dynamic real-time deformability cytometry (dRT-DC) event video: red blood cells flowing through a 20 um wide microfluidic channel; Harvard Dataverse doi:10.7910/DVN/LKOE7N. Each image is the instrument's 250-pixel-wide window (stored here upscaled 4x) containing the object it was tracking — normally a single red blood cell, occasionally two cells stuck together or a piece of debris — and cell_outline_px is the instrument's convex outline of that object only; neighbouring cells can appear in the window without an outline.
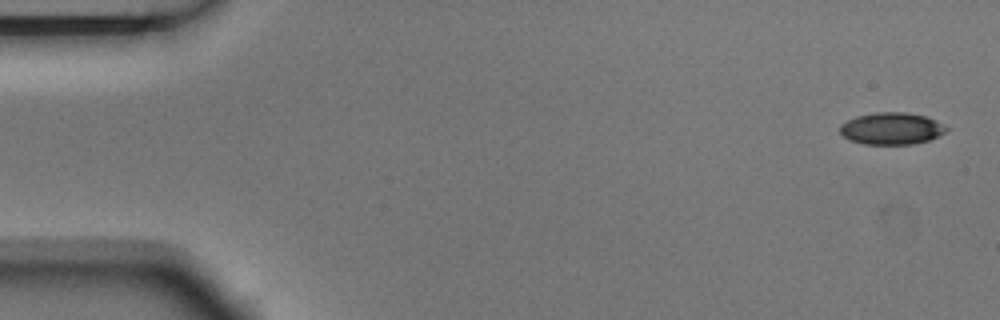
{"species": "Egyptian fruit bat (a non-hibernating species)", "species_latin": "Rousettus aegyptiacus", "temperature_condition": "room temperature", "stored_images_in_passage": 9, "camera_frame_rate_fps": 3000, "um_per_image_px": 0.085, "animal": {"sex": "male"}, "frame": {"image": 1, "passage_image": 1, "time_ms": 0.0, "image_size_px": [1000, 320], "cell_outline_px": [[948, 128], [944, 132], [928, 140], [912, 144], [864, 144], [852, 140], [844, 136], [840, 132], [840, 124], [856, 116], [876, 112], [904, 112], [924, 116], [936, 120], [944, 124]], "centroid_in_image_um": [75.77, 10.91], "position_along_channel_um": 9.2, "area_um2": 19.59}}
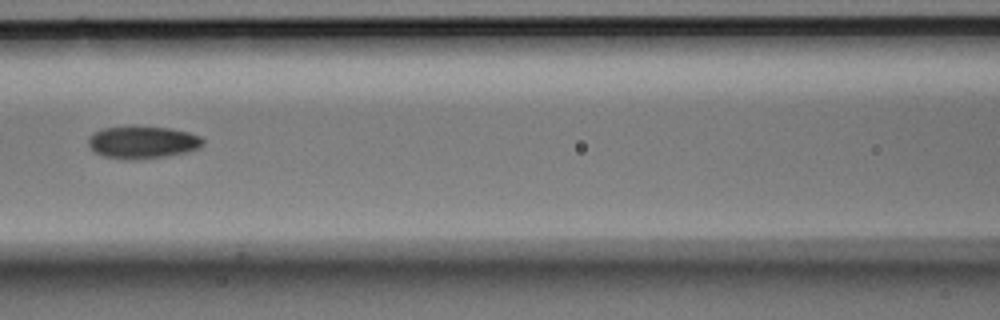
{"frame": {"image": 2, "passage_image": 6, "time_ms": 1.667, "image_size_px": [1000, 320], "cell_outline_px": [[204, 144], [200, 148], [168, 156], [132, 160], [104, 156], [92, 152], [88, 144], [88, 136], [92, 132], [104, 128], [132, 124], [168, 128], [188, 132], [200, 136], [204, 140]], "centroid_in_image_um": [12.07, 12.06], "position_along_channel_um": 154.5, "area_um2": 22.25}}
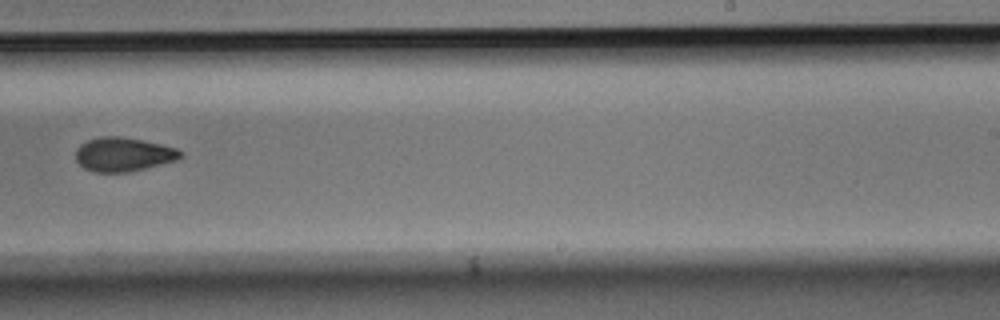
{"frame": {"image": 3, "passage_image": 9, "time_ms": 2.667, "image_size_px": [1000, 320], "cell_outline_px": [[184, 156], [176, 160], [128, 172], [96, 172], [84, 168], [76, 160], [76, 148], [80, 144], [88, 140], [100, 136], [120, 136], [144, 140], [176, 148], [184, 152]], "centroid_in_image_um": [10.49, 13.11], "position_along_channel_um": 278.5, "area_um2": 20.75}}